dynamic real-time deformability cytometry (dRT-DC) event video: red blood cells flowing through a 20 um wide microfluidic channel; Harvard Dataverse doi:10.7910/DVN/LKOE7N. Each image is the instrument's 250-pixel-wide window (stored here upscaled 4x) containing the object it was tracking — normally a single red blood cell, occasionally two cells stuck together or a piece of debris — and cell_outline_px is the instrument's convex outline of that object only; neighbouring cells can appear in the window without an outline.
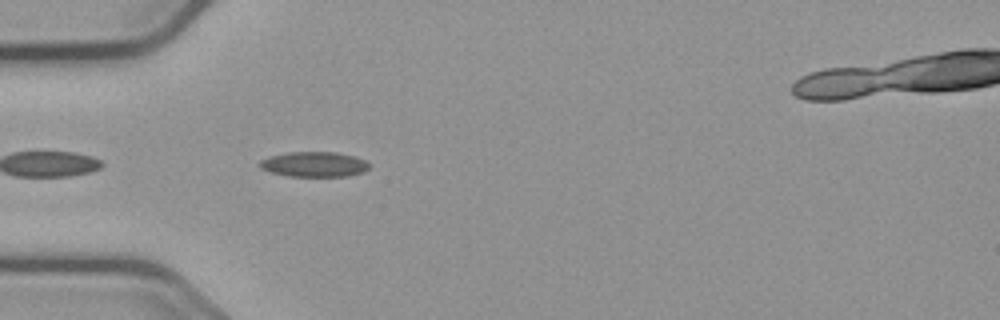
{"species": "common noctule bat (a hibernating species)", "species_latin": "Nyctalus noctula", "temperature_condition": "cold", "stored_images_in_passage": 21, "camera_frame_rate_fps": 3000, "um_per_image_px": 0.085, "animal": {"sex": "male", "body_mass_g": 23.1, "forearm_length_mm": 52.7}, "frame": {"image": 1, "passage_image": 3, "time_ms": 0.667, "image_size_px": [1000, 320], "cell_outline_px": [[368, 168], [364, 172], [348, 176], [288, 176], [272, 172], [260, 168], [256, 164], [260, 160], [268, 156], [288, 152], [336, 152], [352, 156], [364, 160], [368, 164]], "centroid_in_image_um": [26.64, 13.96], "position_along_channel_um": 58.4, "area_um2": 16.01}}
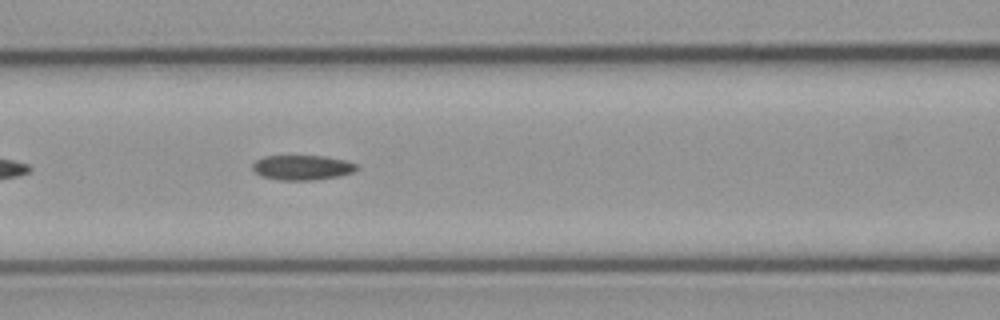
{"frame": {"image": 2, "passage_image": 10, "time_ms": 3.0, "image_size_px": [1000, 320], "cell_outline_px": [[360, 168], [356, 172], [340, 176], [312, 180], [280, 180], [260, 176], [252, 168], [252, 164], [256, 160], [264, 156], [324, 156], [344, 160], [356, 164]], "centroid_in_image_um": [25.71, 14.24], "position_along_channel_um": 140.9, "area_um2": 15.2}}
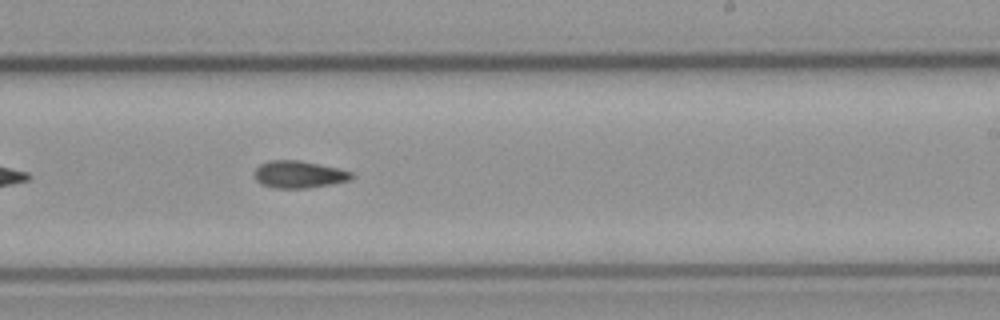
{"frame": {"image": 3, "passage_image": 20, "time_ms": 6.333, "image_size_px": [1000, 320], "cell_outline_px": [[356, 176], [352, 180], [332, 184], [308, 188], [276, 188], [260, 184], [256, 180], [252, 172], [260, 164], [268, 160], [300, 160], [340, 168], [352, 172]], "centroid_in_image_um": [25.43, 14.82], "position_along_channel_um": 263.6, "area_um2": 15.78}}